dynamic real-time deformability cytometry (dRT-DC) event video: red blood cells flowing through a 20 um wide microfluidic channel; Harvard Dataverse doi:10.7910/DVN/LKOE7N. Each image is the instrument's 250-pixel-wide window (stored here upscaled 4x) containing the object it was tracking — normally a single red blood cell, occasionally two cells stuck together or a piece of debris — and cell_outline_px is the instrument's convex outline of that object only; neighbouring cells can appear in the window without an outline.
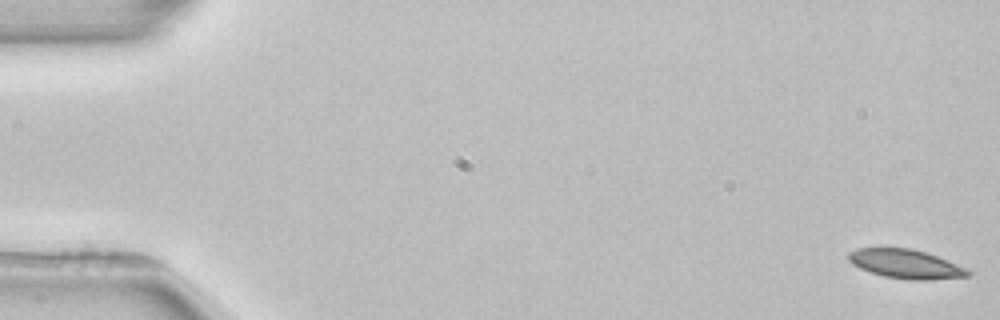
{"species": "common noctule bat (a hibernating species)", "species_latin": "Nyctalus noctula", "temperature_condition": "room temperature", "stored_images_in_passage": 6, "camera_frame_rate_fps": 3000, "um_per_image_px": 0.085, "animal": {"sex": "female", "body_mass_g": 22.7, "forearm_length_mm": 54.2}, "frame": {"image": 1, "passage_image": 1, "time_ms": 0.0, "image_size_px": [1000, 320], "cell_outline_px": [[972, 272], [968, 276], [932, 280], [908, 280], [884, 276], [860, 268], [852, 264], [848, 260], [848, 252], [856, 248], [912, 248], [936, 256], [968, 268]], "centroid_in_image_um": [76.99, 22.44], "position_along_channel_um": 8.0, "area_um2": 20.23}}
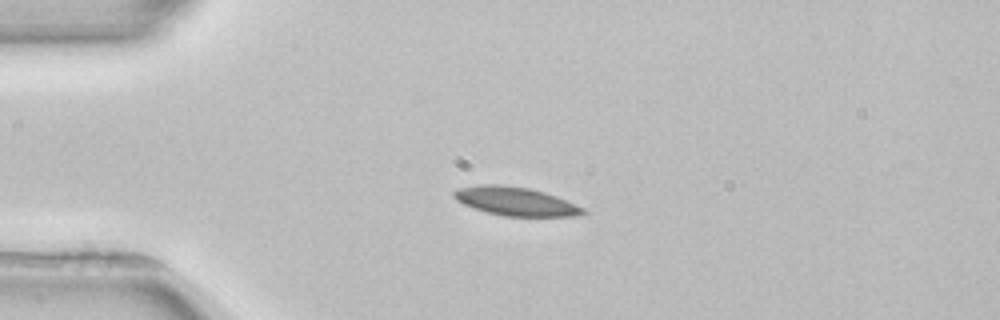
{"frame": {"image": 2, "passage_image": 4, "time_ms": 4.0, "image_size_px": [1000, 320], "cell_outline_px": [[588, 212], [572, 216], [504, 216], [472, 208], [456, 200], [452, 196], [452, 192], [460, 188], [484, 184], [500, 184], [528, 188], [544, 192], [556, 196], [584, 208]], "centroid_in_image_um": [43.8, 17.11], "position_along_channel_um": 41.2, "area_um2": 21.33}}